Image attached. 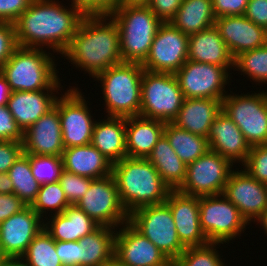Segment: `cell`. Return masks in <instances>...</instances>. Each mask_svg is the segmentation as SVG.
Returning <instances> with one entry per match:
<instances>
[{"mask_svg":"<svg viewBox=\"0 0 267 266\" xmlns=\"http://www.w3.org/2000/svg\"><path fill=\"white\" fill-rule=\"evenodd\" d=\"M65 7L59 0H32L14 22L18 46L40 49L46 46L63 54L86 16L74 3L72 8Z\"/></svg>","mask_w":267,"mask_h":266,"instance_id":"1","label":"cell"},{"mask_svg":"<svg viewBox=\"0 0 267 266\" xmlns=\"http://www.w3.org/2000/svg\"><path fill=\"white\" fill-rule=\"evenodd\" d=\"M62 55L94 79L123 62L118 25L108 15L85 16Z\"/></svg>","mask_w":267,"mask_h":266,"instance_id":"2","label":"cell"},{"mask_svg":"<svg viewBox=\"0 0 267 266\" xmlns=\"http://www.w3.org/2000/svg\"><path fill=\"white\" fill-rule=\"evenodd\" d=\"M112 175L128 214L144 206L164 203L171 191L146 158L124 157L113 163Z\"/></svg>","mask_w":267,"mask_h":266,"instance_id":"3","label":"cell"},{"mask_svg":"<svg viewBox=\"0 0 267 266\" xmlns=\"http://www.w3.org/2000/svg\"><path fill=\"white\" fill-rule=\"evenodd\" d=\"M56 67L52 53L40 48L18 46L0 72L11 92L60 89L62 86Z\"/></svg>","mask_w":267,"mask_h":266,"instance_id":"4","label":"cell"},{"mask_svg":"<svg viewBox=\"0 0 267 266\" xmlns=\"http://www.w3.org/2000/svg\"><path fill=\"white\" fill-rule=\"evenodd\" d=\"M111 17L120 31L122 61L143 64L150 52L151 44L163 22L149 6L120 5Z\"/></svg>","mask_w":267,"mask_h":266,"instance_id":"5","label":"cell"},{"mask_svg":"<svg viewBox=\"0 0 267 266\" xmlns=\"http://www.w3.org/2000/svg\"><path fill=\"white\" fill-rule=\"evenodd\" d=\"M143 72L141 64L122 62L94 77L102 85L105 112L109 117L139 116Z\"/></svg>","mask_w":267,"mask_h":266,"instance_id":"6","label":"cell"},{"mask_svg":"<svg viewBox=\"0 0 267 266\" xmlns=\"http://www.w3.org/2000/svg\"><path fill=\"white\" fill-rule=\"evenodd\" d=\"M184 99L175 74L144 69L139 116L172 122L177 117Z\"/></svg>","mask_w":267,"mask_h":266,"instance_id":"7","label":"cell"},{"mask_svg":"<svg viewBox=\"0 0 267 266\" xmlns=\"http://www.w3.org/2000/svg\"><path fill=\"white\" fill-rule=\"evenodd\" d=\"M129 222L172 263L186 249L178 238L172 212L165 202L136 209L129 214Z\"/></svg>","mask_w":267,"mask_h":266,"instance_id":"8","label":"cell"},{"mask_svg":"<svg viewBox=\"0 0 267 266\" xmlns=\"http://www.w3.org/2000/svg\"><path fill=\"white\" fill-rule=\"evenodd\" d=\"M222 110L238 126L250 146L267 144V90L259 93L227 94Z\"/></svg>","mask_w":267,"mask_h":266,"instance_id":"9","label":"cell"},{"mask_svg":"<svg viewBox=\"0 0 267 266\" xmlns=\"http://www.w3.org/2000/svg\"><path fill=\"white\" fill-rule=\"evenodd\" d=\"M200 227L208 242L228 243L249 225L223 194L199 197Z\"/></svg>","mask_w":267,"mask_h":266,"instance_id":"10","label":"cell"},{"mask_svg":"<svg viewBox=\"0 0 267 266\" xmlns=\"http://www.w3.org/2000/svg\"><path fill=\"white\" fill-rule=\"evenodd\" d=\"M233 165L209 149L187 165L186 178L178 191L197 197L223 194Z\"/></svg>","mask_w":267,"mask_h":266,"instance_id":"11","label":"cell"},{"mask_svg":"<svg viewBox=\"0 0 267 266\" xmlns=\"http://www.w3.org/2000/svg\"><path fill=\"white\" fill-rule=\"evenodd\" d=\"M76 206L82 209L99 226L119 228L129 221V214L121 204L112 174L93 179Z\"/></svg>","mask_w":267,"mask_h":266,"instance_id":"12","label":"cell"},{"mask_svg":"<svg viewBox=\"0 0 267 266\" xmlns=\"http://www.w3.org/2000/svg\"><path fill=\"white\" fill-rule=\"evenodd\" d=\"M71 87L58 97L55 108L59 111L64 148L91 144L96 121L88 109L79 88Z\"/></svg>","mask_w":267,"mask_h":266,"instance_id":"13","label":"cell"},{"mask_svg":"<svg viewBox=\"0 0 267 266\" xmlns=\"http://www.w3.org/2000/svg\"><path fill=\"white\" fill-rule=\"evenodd\" d=\"M214 64L187 60L175 73L184 98H214L223 100L228 94L225 85L229 83L228 70ZM224 88V89H223Z\"/></svg>","mask_w":267,"mask_h":266,"instance_id":"14","label":"cell"},{"mask_svg":"<svg viewBox=\"0 0 267 266\" xmlns=\"http://www.w3.org/2000/svg\"><path fill=\"white\" fill-rule=\"evenodd\" d=\"M188 46V35L170 22L163 23L153 39L142 67L151 72L175 74L188 60Z\"/></svg>","mask_w":267,"mask_h":266,"instance_id":"15","label":"cell"},{"mask_svg":"<svg viewBox=\"0 0 267 266\" xmlns=\"http://www.w3.org/2000/svg\"><path fill=\"white\" fill-rule=\"evenodd\" d=\"M223 195L238 208L248 224L267 209V185L241 168L230 173Z\"/></svg>","mask_w":267,"mask_h":266,"instance_id":"16","label":"cell"},{"mask_svg":"<svg viewBox=\"0 0 267 266\" xmlns=\"http://www.w3.org/2000/svg\"><path fill=\"white\" fill-rule=\"evenodd\" d=\"M116 230L114 255L127 266H172L167 256L129 221Z\"/></svg>","mask_w":267,"mask_h":266,"instance_id":"17","label":"cell"},{"mask_svg":"<svg viewBox=\"0 0 267 266\" xmlns=\"http://www.w3.org/2000/svg\"><path fill=\"white\" fill-rule=\"evenodd\" d=\"M42 228L44 221L31 206L1 222L0 245L5 255L10 260H20Z\"/></svg>","mask_w":267,"mask_h":266,"instance_id":"18","label":"cell"},{"mask_svg":"<svg viewBox=\"0 0 267 266\" xmlns=\"http://www.w3.org/2000/svg\"><path fill=\"white\" fill-rule=\"evenodd\" d=\"M165 203L170 207L178 238L185 247L209 243L200 227L199 197L171 190Z\"/></svg>","mask_w":267,"mask_h":266,"instance_id":"19","label":"cell"},{"mask_svg":"<svg viewBox=\"0 0 267 266\" xmlns=\"http://www.w3.org/2000/svg\"><path fill=\"white\" fill-rule=\"evenodd\" d=\"M214 25L233 58L267 44L266 29L244 15L217 17Z\"/></svg>","mask_w":267,"mask_h":266,"instance_id":"20","label":"cell"},{"mask_svg":"<svg viewBox=\"0 0 267 266\" xmlns=\"http://www.w3.org/2000/svg\"><path fill=\"white\" fill-rule=\"evenodd\" d=\"M24 154L62 156L64 145L59 111L54 107L23 133Z\"/></svg>","mask_w":267,"mask_h":266,"instance_id":"21","label":"cell"},{"mask_svg":"<svg viewBox=\"0 0 267 266\" xmlns=\"http://www.w3.org/2000/svg\"><path fill=\"white\" fill-rule=\"evenodd\" d=\"M210 150L228 159L232 164L247 160L251 146L238 126L222 110L210 126L208 134Z\"/></svg>","mask_w":267,"mask_h":266,"instance_id":"22","label":"cell"},{"mask_svg":"<svg viewBox=\"0 0 267 266\" xmlns=\"http://www.w3.org/2000/svg\"><path fill=\"white\" fill-rule=\"evenodd\" d=\"M58 90L60 89L10 93L6 106L23 132L54 108L58 97L53 92L58 93Z\"/></svg>","mask_w":267,"mask_h":266,"instance_id":"23","label":"cell"},{"mask_svg":"<svg viewBox=\"0 0 267 266\" xmlns=\"http://www.w3.org/2000/svg\"><path fill=\"white\" fill-rule=\"evenodd\" d=\"M222 111V100L214 98H185L177 117V127L208 138L211 124Z\"/></svg>","mask_w":267,"mask_h":266,"instance_id":"24","label":"cell"},{"mask_svg":"<svg viewBox=\"0 0 267 266\" xmlns=\"http://www.w3.org/2000/svg\"><path fill=\"white\" fill-rule=\"evenodd\" d=\"M62 162L64 170L91 179L112 174L113 163L92 144L65 148Z\"/></svg>","mask_w":267,"mask_h":266,"instance_id":"25","label":"cell"},{"mask_svg":"<svg viewBox=\"0 0 267 266\" xmlns=\"http://www.w3.org/2000/svg\"><path fill=\"white\" fill-rule=\"evenodd\" d=\"M188 60L234 67V58L215 25L189 36Z\"/></svg>","mask_w":267,"mask_h":266,"instance_id":"26","label":"cell"},{"mask_svg":"<svg viewBox=\"0 0 267 266\" xmlns=\"http://www.w3.org/2000/svg\"><path fill=\"white\" fill-rule=\"evenodd\" d=\"M166 122L141 116L126 118L127 157L147 158L163 135Z\"/></svg>","mask_w":267,"mask_h":266,"instance_id":"27","label":"cell"},{"mask_svg":"<svg viewBox=\"0 0 267 266\" xmlns=\"http://www.w3.org/2000/svg\"><path fill=\"white\" fill-rule=\"evenodd\" d=\"M44 229L54 240L79 241L96 230L99 225L76 205H70L63 213L50 215ZM51 222V223H50Z\"/></svg>","mask_w":267,"mask_h":266,"instance_id":"28","label":"cell"},{"mask_svg":"<svg viewBox=\"0 0 267 266\" xmlns=\"http://www.w3.org/2000/svg\"><path fill=\"white\" fill-rule=\"evenodd\" d=\"M107 117L95 122L91 144L115 163L127 157L126 118Z\"/></svg>","mask_w":267,"mask_h":266,"instance_id":"29","label":"cell"},{"mask_svg":"<svg viewBox=\"0 0 267 266\" xmlns=\"http://www.w3.org/2000/svg\"><path fill=\"white\" fill-rule=\"evenodd\" d=\"M158 171L170 190H178L186 178L187 165L162 135L146 158Z\"/></svg>","mask_w":267,"mask_h":266,"instance_id":"30","label":"cell"},{"mask_svg":"<svg viewBox=\"0 0 267 266\" xmlns=\"http://www.w3.org/2000/svg\"><path fill=\"white\" fill-rule=\"evenodd\" d=\"M215 20L212 0H183L170 23L190 36L214 26Z\"/></svg>","mask_w":267,"mask_h":266,"instance_id":"31","label":"cell"},{"mask_svg":"<svg viewBox=\"0 0 267 266\" xmlns=\"http://www.w3.org/2000/svg\"><path fill=\"white\" fill-rule=\"evenodd\" d=\"M116 230L117 228L99 226L81 238L80 266H101L108 261L114 255Z\"/></svg>","mask_w":267,"mask_h":266,"instance_id":"32","label":"cell"},{"mask_svg":"<svg viewBox=\"0 0 267 266\" xmlns=\"http://www.w3.org/2000/svg\"><path fill=\"white\" fill-rule=\"evenodd\" d=\"M163 135L180 159L186 164L194 162L210 148L208 139L166 122Z\"/></svg>","mask_w":267,"mask_h":266,"instance_id":"33","label":"cell"},{"mask_svg":"<svg viewBox=\"0 0 267 266\" xmlns=\"http://www.w3.org/2000/svg\"><path fill=\"white\" fill-rule=\"evenodd\" d=\"M7 173L13 183V194L26 206H31L37 197L40 184L32 175L29 158L23 153Z\"/></svg>","mask_w":267,"mask_h":266,"instance_id":"34","label":"cell"},{"mask_svg":"<svg viewBox=\"0 0 267 266\" xmlns=\"http://www.w3.org/2000/svg\"><path fill=\"white\" fill-rule=\"evenodd\" d=\"M25 266H63L55 247V240L42 228L20 258Z\"/></svg>","mask_w":267,"mask_h":266,"instance_id":"35","label":"cell"},{"mask_svg":"<svg viewBox=\"0 0 267 266\" xmlns=\"http://www.w3.org/2000/svg\"><path fill=\"white\" fill-rule=\"evenodd\" d=\"M70 204L59 182L41 184L39 192L31 208L43 219L46 211L51 215L63 213ZM54 212V213H53ZM44 213V214H43Z\"/></svg>","mask_w":267,"mask_h":266,"instance_id":"36","label":"cell"},{"mask_svg":"<svg viewBox=\"0 0 267 266\" xmlns=\"http://www.w3.org/2000/svg\"><path fill=\"white\" fill-rule=\"evenodd\" d=\"M235 67L257 84H267V44L239 54L234 58Z\"/></svg>","mask_w":267,"mask_h":266,"instance_id":"37","label":"cell"},{"mask_svg":"<svg viewBox=\"0 0 267 266\" xmlns=\"http://www.w3.org/2000/svg\"><path fill=\"white\" fill-rule=\"evenodd\" d=\"M220 244L209 242L204 246L186 247L172 266H227L216 250Z\"/></svg>","mask_w":267,"mask_h":266,"instance_id":"38","label":"cell"},{"mask_svg":"<svg viewBox=\"0 0 267 266\" xmlns=\"http://www.w3.org/2000/svg\"><path fill=\"white\" fill-rule=\"evenodd\" d=\"M25 155L29 158L32 175L40 185L59 182L61 173L64 170L62 156Z\"/></svg>","mask_w":267,"mask_h":266,"instance_id":"39","label":"cell"},{"mask_svg":"<svg viewBox=\"0 0 267 266\" xmlns=\"http://www.w3.org/2000/svg\"><path fill=\"white\" fill-rule=\"evenodd\" d=\"M93 179L63 170L59 183L70 205H76L84 196Z\"/></svg>","mask_w":267,"mask_h":266,"instance_id":"40","label":"cell"},{"mask_svg":"<svg viewBox=\"0 0 267 266\" xmlns=\"http://www.w3.org/2000/svg\"><path fill=\"white\" fill-rule=\"evenodd\" d=\"M242 166L251 177L267 185V144L251 146Z\"/></svg>","mask_w":267,"mask_h":266,"instance_id":"41","label":"cell"},{"mask_svg":"<svg viewBox=\"0 0 267 266\" xmlns=\"http://www.w3.org/2000/svg\"><path fill=\"white\" fill-rule=\"evenodd\" d=\"M86 16L110 15L120 6V0H72Z\"/></svg>","mask_w":267,"mask_h":266,"instance_id":"42","label":"cell"},{"mask_svg":"<svg viewBox=\"0 0 267 266\" xmlns=\"http://www.w3.org/2000/svg\"><path fill=\"white\" fill-rule=\"evenodd\" d=\"M18 47L14 23L0 21V68Z\"/></svg>","mask_w":267,"mask_h":266,"instance_id":"43","label":"cell"},{"mask_svg":"<svg viewBox=\"0 0 267 266\" xmlns=\"http://www.w3.org/2000/svg\"><path fill=\"white\" fill-rule=\"evenodd\" d=\"M23 133L7 106H0V140L22 142Z\"/></svg>","mask_w":267,"mask_h":266,"instance_id":"44","label":"cell"},{"mask_svg":"<svg viewBox=\"0 0 267 266\" xmlns=\"http://www.w3.org/2000/svg\"><path fill=\"white\" fill-rule=\"evenodd\" d=\"M23 153L22 142L0 140V173H7Z\"/></svg>","mask_w":267,"mask_h":266,"instance_id":"45","label":"cell"},{"mask_svg":"<svg viewBox=\"0 0 267 266\" xmlns=\"http://www.w3.org/2000/svg\"><path fill=\"white\" fill-rule=\"evenodd\" d=\"M56 253L63 266H80L79 241L55 240Z\"/></svg>","mask_w":267,"mask_h":266,"instance_id":"46","label":"cell"},{"mask_svg":"<svg viewBox=\"0 0 267 266\" xmlns=\"http://www.w3.org/2000/svg\"><path fill=\"white\" fill-rule=\"evenodd\" d=\"M32 0H0V21L14 23Z\"/></svg>","mask_w":267,"mask_h":266,"instance_id":"47","label":"cell"},{"mask_svg":"<svg viewBox=\"0 0 267 266\" xmlns=\"http://www.w3.org/2000/svg\"><path fill=\"white\" fill-rule=\"evenodd\" d=\"M183 0H151L150 10L163 22H170L176 15Z\"/></svg>","mask_w":267,"mask_h":266,"instance_id":"48","label":"cell"},{"mask_svg":"<svg viewBox=\"0 0 267 266\" xmlns=\"http://www.w3.org/2000/svg\"><path fill=\"white\" fill-rule=\"evenodd\" d=\"M216 18L223 16L244 15L248 0H212Z\"/></svg>","mask_w":267,"mask_h":266,"instance_id":"49","label":"cell"},{"mask_svg":"<svg viewBox=\"0 0 267 266\" xmlns=\"http://www.w3.org/2000/svg\"><path fill=\"white\" fill-rule=\"evenodd\" d=\"M244 16L256 25L267 28V0H248Z\"/></svg>","mask_w":267,"mask_h":266,"instance_id":"50","label":"cell"},{"mask_svg":"<svg viewBox=\"0 0 267 266\" xmlns=\"http://www.w3.org/2000/svg\"><path fill=\"white\" fill-rule=\"evenodd\" d=\"M25 207L26 204L15 194H0V223Z\"/></svg>","mask_w":267,"mask_h":266,"instance_id":"51","label":"cell"},{"mask_svg":"<svg viewBox=\"0 0 267 266\" xmlns=\"http://www.w3.org/2000/svg\"><path fill=\"white\" fill-rule=\"evenodd\" d=\"M10 88L4 75L0 72V106H6L10 96Z\"/></svg>","mask_w":267,"mask_h":266,"instance_id":"52","label":"cell"},{"mask_svg":"<svg viewBox=\"0 0 267 266\" xmlns=\"http://www.w3.org/2000/svg\"><path fill=\"white\" fill-rule=\"evenodd\" d=\"M13 193V183L8 173H0V194Z\"/></svg>","mask_w":267,"mask_h":266,"instance_id":"53","label":"cell"},{"mask_svg":"<svg viewBox=\"0 0 267 266\" xmlns=\"http://www.w3.org/2000/svg\"><path fill=\"white\" fill-rule=\"evenodd\" d=\"M151 0H120V5L124 6H148Z\"/></svg>","mask_w":267,"mask_h":266,"instance_id":"54","label":"cell"},{"mask_svg":"<svg viewBox=\"0 0 267 266\" xmlns=\"http://www.w3.org/2000/svg\"><path fill=\"white\" fill-rule=\"evenodd\" d=\"M101 266H127L122 263L117 256L113 255L108 261L103 263Z\"/></svg>","mask_w":267,"mask_h":266,"instance_id":"55","label":"cell"},{"mask_svg":"<svg viewBox=\"0 0 267 266\" xmlns=\"http://www.w3.org/2000/svg\"><path fill=\"white\" fill-rule=\"evenodd\" d=\"M258 224L262 226L265 234L267 235V209L262 213V215L256 220Z\"/></svg>","mask_w":267,"mask_h":266,"instance_id":"56","label":"cell"},{"mask_svg":"<svg viewBox=\"0 0 267 266\" xmlns=\"http://www.w3.org/2000/svg\"><path fill=\"white\" fill-rule=\"evenodd\" d=\"M10 259L5 255L2 246L0 245V266H5Z\"/></svg>","mask_w":267,"mask_h":266,"instance_id":"57","label":"cell"},{"mask_svg":"<svg viewBox=\"0 0 267 266\" xmlns=\"http://www.w3.org/2000/svg\"><path fill=\"white\" fill-rule=\"evenodd\" d=\"M5 266H25L20 260H10Z\"/></svg>","mask_w":267,"mask_h":266,"instance_id":"58","label":"cell"}]
</instances>
